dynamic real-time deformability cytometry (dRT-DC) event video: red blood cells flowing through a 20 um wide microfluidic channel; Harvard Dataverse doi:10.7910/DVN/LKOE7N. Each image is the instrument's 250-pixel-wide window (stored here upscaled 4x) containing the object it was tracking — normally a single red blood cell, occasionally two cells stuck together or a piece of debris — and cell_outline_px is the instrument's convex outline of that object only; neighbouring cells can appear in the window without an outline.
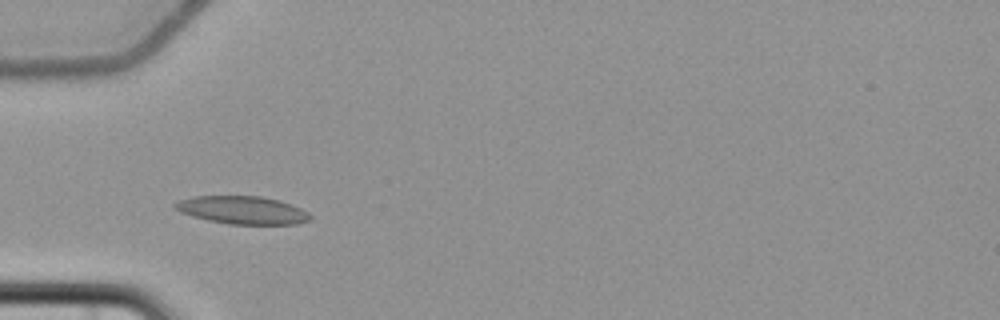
{"species": "common noctule bat (a hibernating species)", "species_latin": "Nyctalus noctula", "temperature_condition": "cold", "stored_images_in_passage": 8, "camera_frame_rate_fps": 3000, "um_per_image_px": 0.085, "animal": {"sex": "female", "body_mass_g": 22.7, "forearm_length_mm": 54.2}, "frame": {"image": 1, "passage_image": 4, "time_ms": 4.0, "image_size_px": [1000, 320], "cell_outline_px": [[312, 220], [296, 224], [228, 224], [208, 220], [192, 216], [180, 212], [172, 204], [180, 200], [196, 196], [260, 196], [280, 200], [292, 204], [308, 212], [312, 216]], "centroid_in_image_um": [20.65, 17.86], "position_along_channel_um": 64.4, "area_um2": 22.02}}
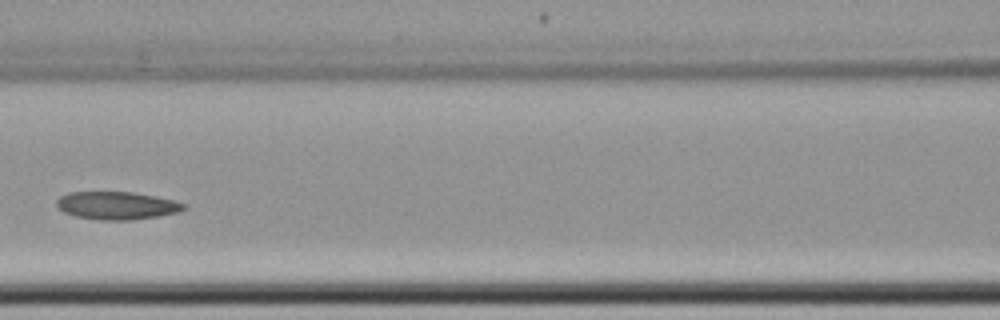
{"frame": {"image": 2, "passage_image": 6, "time_ms": 6.667, "image_size_px": [1000, 320], "cell_outline_px": [[188, 208], [180, 212], [160, 216], [132, 220], [100, 220], [76, 216], [64, 212], [56, 208], [56, 200], [60, 196], [68, 192], [132, 192], [172, 200], [188, 204]], "centroid_in_image_um": [9.94, 17.48], "position_along_channel_um": 156.7, "area_um2": 20.81}}
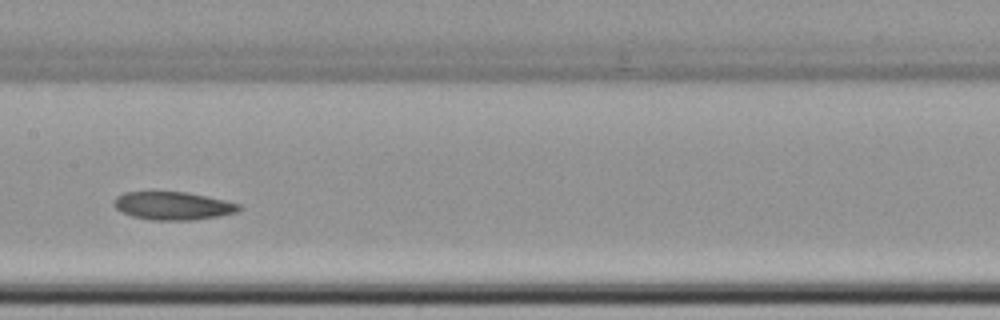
{"frame": {"image": 3, "passage_image": 7, "time_ms": 7.667, "image_size_px": [1000, 320], "cell_outline_px": [[240, 208], [236, 212], [216, 216], [192, 220], [152, 220], [132, 216], [120, 212], [112, 204], [112, 200], [116, 196], [124, 192], [184, 192], [224, 200], [240, 204]], "centroid_in_image_um": [14.62, 17.49], "position_along_channel_um": 192.8, "area_um2": 20.29}}